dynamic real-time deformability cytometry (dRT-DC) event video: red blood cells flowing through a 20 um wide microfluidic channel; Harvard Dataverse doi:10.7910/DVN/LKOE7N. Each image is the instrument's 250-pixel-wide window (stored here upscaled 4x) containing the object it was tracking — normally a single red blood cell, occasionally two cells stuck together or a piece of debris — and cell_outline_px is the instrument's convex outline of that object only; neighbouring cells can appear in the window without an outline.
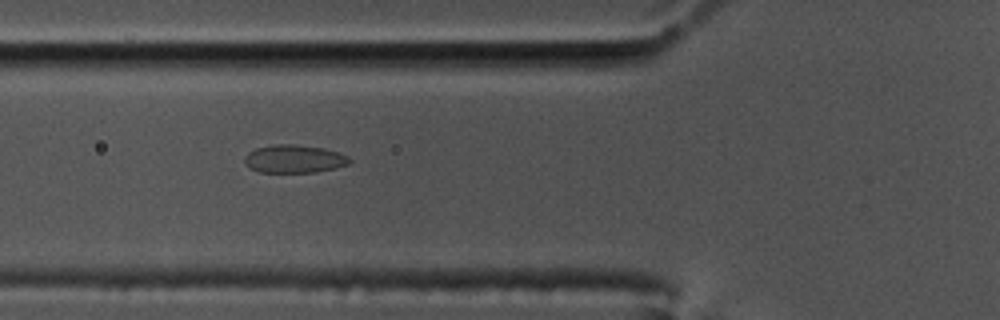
{"species": "common noctule bat (a hibernating species)", "species_latin": "Nyctalus noctula", "temperature_condition": "cold", "stored_images_in_passage": 40, "camera_frame_rate_fps": 3000, "um_per_image_px": 0.085, "animal": {"sex": "male", "body_mass_g": 17.5, "forearm_length_mm": 52.3}, "frame": {"image": 1, "passage_image": 3, "time_ms": 0.667, "image_size_px": [1000, 320], "cell_outline_px": [[352, 160], [348, 164], [336, 168], [316, 172], [260, 172], [248, 168], [244, 164], [244, 156], [248, 152], [256, 148], [272, 144], [296, 144], [324, 148], [340, 152], [348, 156]], "centroid_in_image_um": [24.99, 13.5], "position_along_channel_um": 100.8, "area_um2": 17.46}}
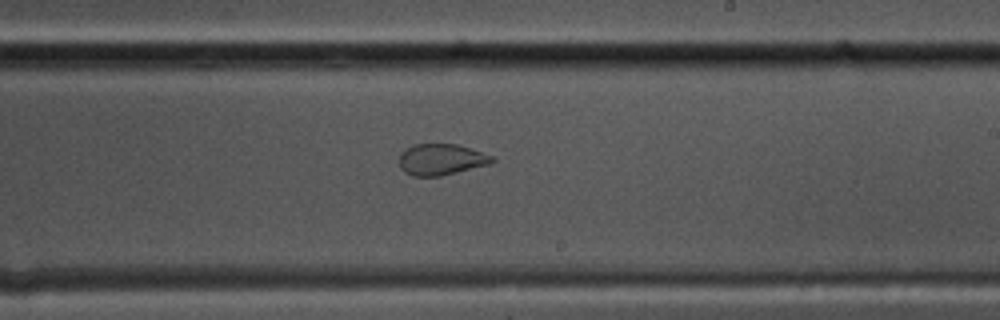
{"frame": {"image": 2, "passage_image": 16, "time_ms": 5.0, "image_size_px": [1000, 320], "cell_outline_px": [[496, 160], [488, 164], [440, 176], [412, 176], [404, 172], [400, 168], [400, 152], [404, 148], [416, 144], [456, 144], [492, 156]], "centroid_in_image_um": [37.44, 13.55], "position_along_channel_um": 251.6, "area_um2": 16.7}}
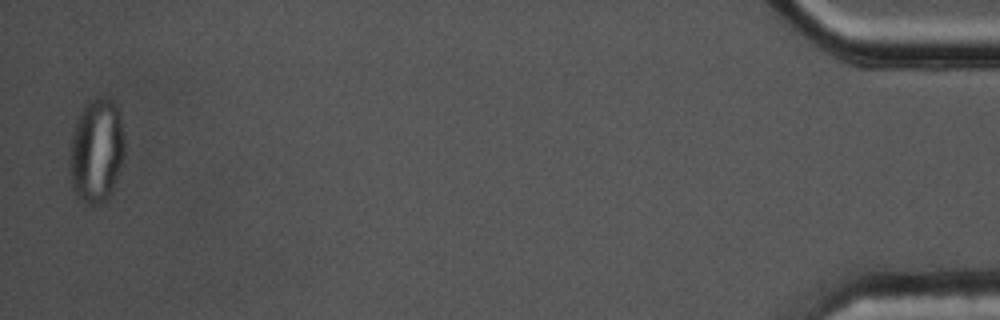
{"frame": {"image": 3, "passage_image": 39, "time_ms": 12.667, "image_size_px": [1000, 320], "cell_outline_px": [[124, 156], [108, 196], [104, 200], [96, 204], [84, 204], [76, 196], [72, 188], [68, 160], [68, 148], [72, 132], [76, 120], [84, 108], [96, 96], [112, 100], [116, 104], [120, 112], [124, 136]], "centroid_in_image_um": [8.16, 12.8], "position_along_channel_um": 427.0, "area_um2": 33.47}}